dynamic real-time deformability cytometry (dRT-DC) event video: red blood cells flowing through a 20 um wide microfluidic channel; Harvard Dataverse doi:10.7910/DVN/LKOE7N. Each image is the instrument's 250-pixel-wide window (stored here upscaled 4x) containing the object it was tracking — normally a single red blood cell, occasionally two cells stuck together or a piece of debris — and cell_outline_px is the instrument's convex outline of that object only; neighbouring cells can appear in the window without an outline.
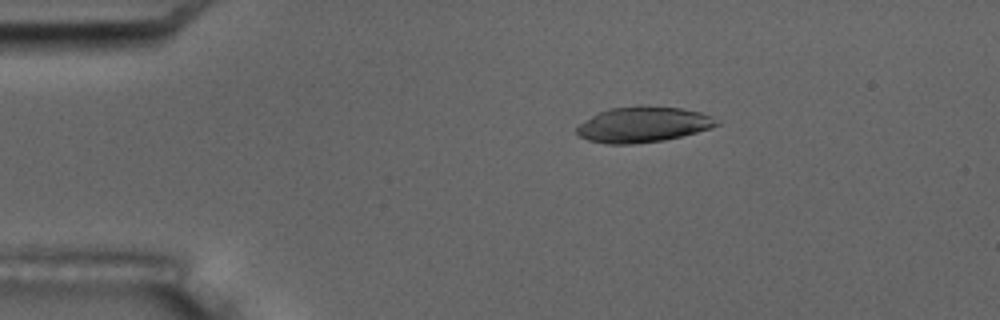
{"species": "common noctule bat (a hibernating species)", "species_latin": "Nyctalus noctula", "temperature_condition": "room temperature", "stored_images_in_passage": 6, "camera_frame_rate_fps": 3000, "um_per_image_px": 0.085, "animal": {"sex": "male", "body_mass_g": 17.5, "forearm_length_mm": 52.3}, "frame": {"image": 1, "passage_image": 3, "time_ms": 2.333, "image_size_px": [1000, 320], "cell_outline_px": [[720, 124], [712, 128], [664, 140], [632, 144], [608, 144], [588, 140], [580, 136], [576, 132], [576, 128], [580, 124], [592, 116], [600, 112], [612, 108], [680, 108], [700, 112], [712, 116]], "centroid_in_image_um": [54.67, 10.62], "position_along_channel_um": 30.3, "area_um2": 27.98}}
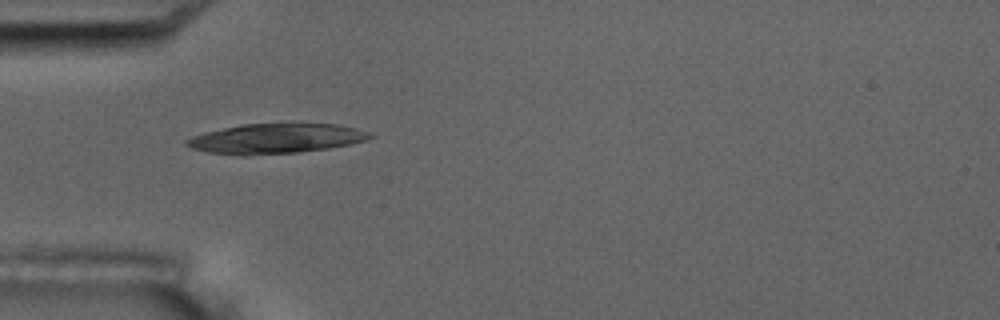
{"frame": {"image": 2, "passage_image": 5, "time_ms": 4.667, "image_size_px": [1000, 320], "cell_outline_px": [[376, 136], [368, 140], [328, 148], [296, 152], [208, 152], [192, 148], [184, 144], [184, 140], [192, 136], [204, 132], [244, 124], [336, 124], [356, 128], [368, 132]], "centroid_in_image_um": [23.51, 11.73], "position_along_channel_um": 61.5, "area_um2": 30.46}}